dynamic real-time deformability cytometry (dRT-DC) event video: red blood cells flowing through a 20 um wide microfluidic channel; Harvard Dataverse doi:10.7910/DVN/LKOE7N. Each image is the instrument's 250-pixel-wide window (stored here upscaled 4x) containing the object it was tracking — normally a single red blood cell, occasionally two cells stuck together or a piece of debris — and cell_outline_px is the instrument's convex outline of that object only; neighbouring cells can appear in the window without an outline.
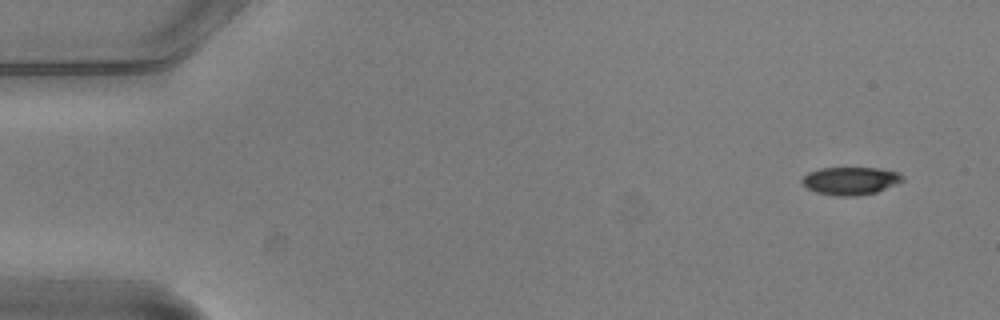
{"species": "common noctule bat (a hibernating species)", "species_latin": "Nyctalus noctula", "temperature_condition": "warm", "stored_images_in_passage": 5, "segment_of_instrument_passage": [1, 2], "camera_frame_rate_fps": 3000, "um_per_image_px": 0.085, "animal": {"sex": "male", "body_mass_g": 20.5, "forearm_length_mm": 52.5}, "frame": {"image": 1, "passage_image": 1, "time_ms": 0.0, "image_size_px": [1000, 320], "cell_outline_px": [[904, 180], [896, 184], [876, 192], [856, 196], [836, 196], [816, 192], [808, 188], [800, 180], [808, 172], [820, 168], [880, 168], [900, 172], [904, 176]], "centroid_in_image_um": [72.31, 15.36], "position_along_channel_um": 12.7, "area_um2": 16.36}}